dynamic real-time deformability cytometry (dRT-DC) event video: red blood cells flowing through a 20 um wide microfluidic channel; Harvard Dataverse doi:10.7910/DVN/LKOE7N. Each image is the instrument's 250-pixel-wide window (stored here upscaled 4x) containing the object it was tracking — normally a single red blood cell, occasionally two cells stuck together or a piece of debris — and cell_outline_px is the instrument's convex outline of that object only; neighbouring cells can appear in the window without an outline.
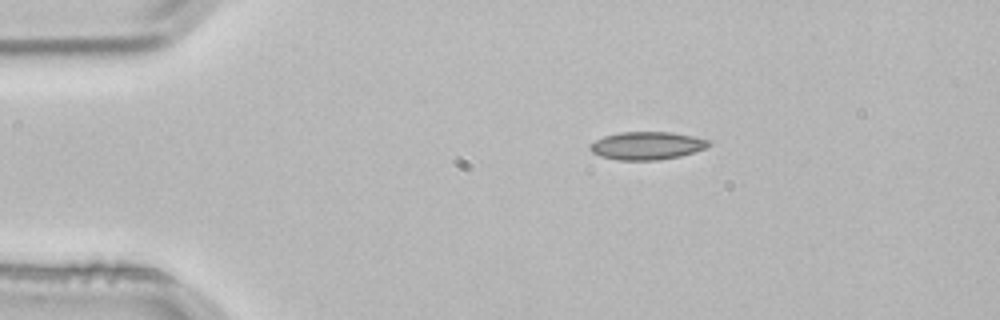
{"species": "common noctule bat (a hibernating species)", "species_latin": "Nyctalus noctula", "temperature_condition": "room temperature", "stored_images_in_passage": 3, "camera_frame_rate_fps": 3000, "um_per_image_px": 0.085, "animal": {"sex": "male", "body_mass_g": 21.5, "forearm_length_mm": 52.0}, "frame": {"image": 1, "passage_image": 2, "time_ms": 0.333, "image_size_px": [1000, 320], "cell_outline_px": [[712, 144], [704, 148], [680, 156], [660, 160], [620, 160], [600, 156], [592, 152], [588, 148], [588, 144], [604, 136], [620, 132], [672, 132], [712, 140]], "centroid_in_image_um": [54.98, 12.38], "position_along_channel_um": 30.0, "area_um2": 19.36}}